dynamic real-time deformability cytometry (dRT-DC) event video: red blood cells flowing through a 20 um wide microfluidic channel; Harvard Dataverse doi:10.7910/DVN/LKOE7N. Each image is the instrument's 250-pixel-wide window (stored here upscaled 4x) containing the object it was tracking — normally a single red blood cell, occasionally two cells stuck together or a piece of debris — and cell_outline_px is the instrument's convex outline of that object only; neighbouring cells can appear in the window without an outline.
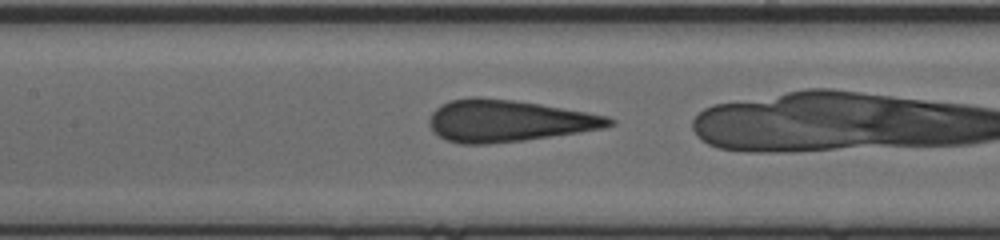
{"species": "human", "species_latin": "Homo sapiens", "temperature_condition": "cold", "stored_images_in_passage": 25, "camera_frame_rate_fps": 3000, "um_per_image_px": 0.085, "donor": {"sex": "male"}, "frame": {"image": 1, "passage_image": 25, "time_ms": 8.0, "image_size_px": [1000, 240], "cell_outline_px": [[616, 124], [604, 128], [524, 140], [488, 144], [460, 144], [444, 140], [428, 124], [428, 120], [432, 112], [440, 104], [448, 100], [472, 96], [480, 96], [512, 100], [540, 104], [588, 112], [608, 116], [616, 120]], "centroid_in_image_um": [43.18, 10.26], "position_along_channel_um": 164.2, "area_um2": 44.04}}